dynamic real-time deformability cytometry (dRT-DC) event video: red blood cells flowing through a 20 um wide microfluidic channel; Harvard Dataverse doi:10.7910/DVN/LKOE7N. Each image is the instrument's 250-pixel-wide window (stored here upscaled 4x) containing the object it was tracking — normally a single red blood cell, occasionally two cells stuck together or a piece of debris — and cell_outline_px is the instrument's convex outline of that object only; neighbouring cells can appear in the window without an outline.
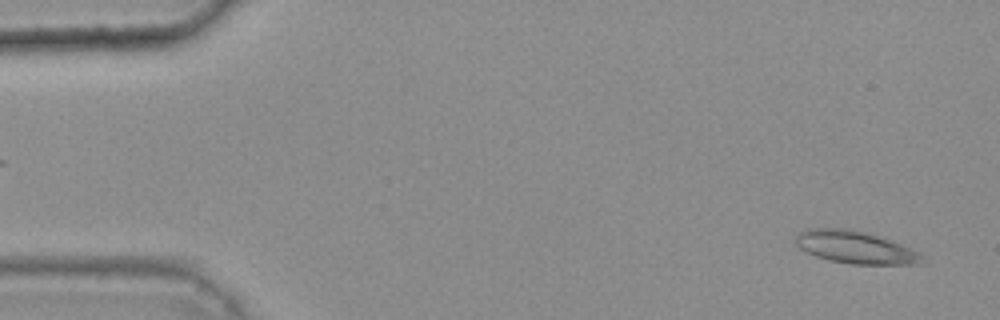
{"species": "common noctule bat (a hibernating species)", "species_latin": "Nyctalus noctula", "temperature_condition": "warm", "stored_images_in_passage": 44, "camera_frame_rate_fps": 3000, "um_per_image_px": 0.085, "animal": {"sex": "female", "body_mass_g": 25.1}, "frame": {"image": 1, "passage_image": 2, "time_ms": 0.333, "image_size_px": [1000, 320], "cell_outline_px": [[924, 264], [848, 264], [828, 260], [816, 256], [800, 248], [796, 244], [796, 236], [800, 232], [808, 228], [848, 228], [880, 236], [920, 252], [924, 256]], "centroid_in_image_um": [72.73, 21.02], "position_along_channel_um": 12.3, "area_um2": 23.99}}
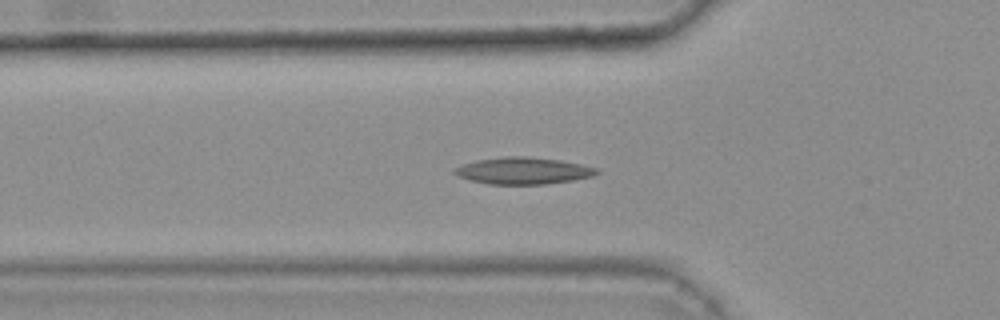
{"frame": {"image": 2, "passage_image": 17, "time_ms": 5.333, "image_size_px": [1000, 320], "cell_outline_px": [[600, 172], [592, 176], [572, 180], [548, 184], [488, 184], [468, 180], [452, 172], [456, 168], [464, 164], [476, 160], [504, 156], [528, 156], [560, 160], [580, 164], [596, 168]], "centroid_in_image_um": [44.46, 14.51], "position_along_channel_um": 81.3, "area_um2": 22.14}}
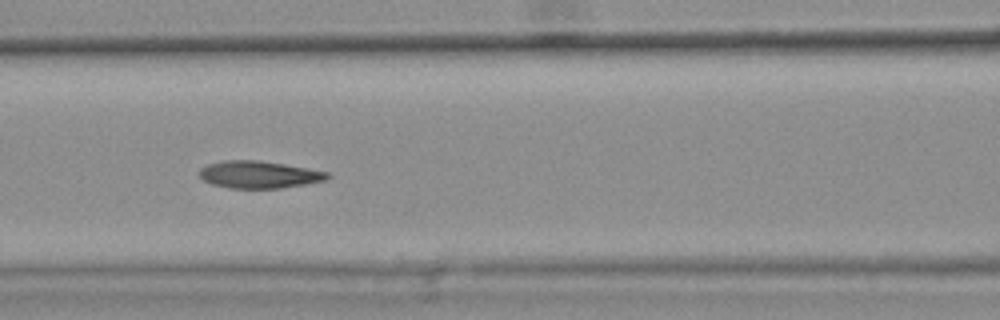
{"frame": {"image": 3, "passage_image": 22, "time_ms": 7.0, "image_size_px": [1000, 320], "cell_outline_px": [[332, 176], [324, 180], [304, 184], [280, 188], [232, 188], [212, 184], [204, 180], [196, 172], [200, 168], [208, 164], [224, 160], [260, 160], [308, 168], [328, 172]], "centroid_in_image_um": [21.99, 14.83], "position_along_channel_um": 144.6, "area_um2": 20.29}, "authors_computed_cell_mechanics": {"area_um2": 20.8369, "velocity_mm_per_s": 3.7728, "shape_relaxation_time_tau1_ms": null, "shape_relaxation_time_tau2_ms": 2.6211, "deformation_change_tau1": null, "deformation_change_tau2": 0.0962}}